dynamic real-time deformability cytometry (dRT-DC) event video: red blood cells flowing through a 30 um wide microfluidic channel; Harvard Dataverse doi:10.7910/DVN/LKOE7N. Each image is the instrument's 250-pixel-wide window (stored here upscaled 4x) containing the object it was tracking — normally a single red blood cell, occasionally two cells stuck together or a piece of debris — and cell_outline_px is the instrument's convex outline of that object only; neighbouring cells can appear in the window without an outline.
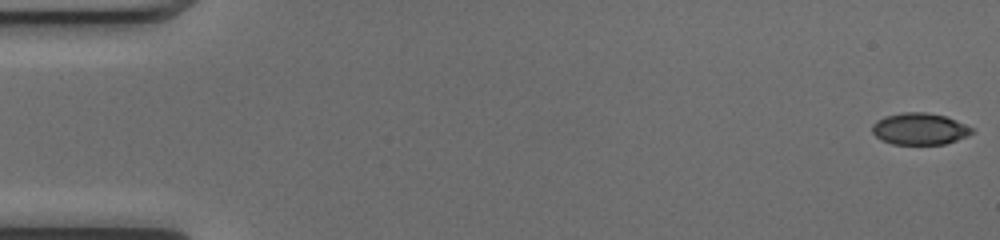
{"species": "common noctule bat (a hibernating species)", "species_latin": "Nyctalus noctula", "temperature_condition": "cold", "stored_images_in_passage": 52, "camera_frame_rate_fps": 3000, "um_per_image_px": 0.085, "animal": {"sex": "female", "body_mass_g": 17.0, "forearm_length_mm": 48.0}, "frame": {"image": 1, "passage_image": 1, "time_ms": 0.0, "image_size_px": [1000, 240], "cell_outline_px": [[972, 132], [968, 136], [944, 144], [892, 144], [880, 140], [872, 132], [872, 124], [876, 120], [884, 116], [900, 112], [924, 112], [944, 116], [956, 120], [972, 128]], "centroid_in_image_um": [78.12, 10.95], "position_along_channel_um": 6.9, "area_um2": 18.44}}
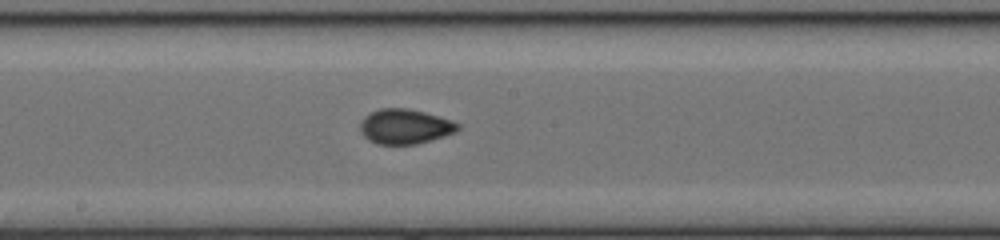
{"frame": {"image": 2, "passage_image": 28, "time_ms": 9.0, "image_size_px": [1000, 240], "cell_outline_px": [[460, 128], [456, 132], [432, 140], [416, 144], [376, 144], [368, 140], [360, 132], [360, 124], [364, 116], [380, 108], [408, 108], [424, 112], [452, 120], [460, 124]], "centroid_in_image_um": [34.42, 10.75], "position_along_channel_um": 213.8, "area_um2": 19.94}}
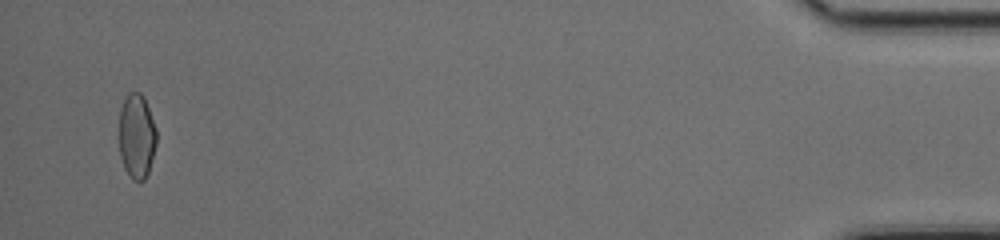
{"frame": {"image": 3, "passage_image": 50, "time_ms": 16.333, "image_size_px": [1000, 240], "cell_outline_px": [[156, 144], [148, 172], [144, 180], [132, 180], [128, 176], [124, 168], [120, 156], [120, 108], [128, 92], [140, 92], [144, 96], [156, 128]], "centroid_in_image_um": [11.62, 11.56], "position_along_channel_um": 423.6, "area_um2": 18.44}, "authors_computed_cell_mechanics": {"area_um2": 19.0162, "velocity_mm_per_s": 4.0583, "shape_relaxation_time_tau1_ms": null, "shape_relaxation_time_tau2_ms": 1.332, "deformation_change_tau1": null, "deformation_change_tau2": 0.0514}}